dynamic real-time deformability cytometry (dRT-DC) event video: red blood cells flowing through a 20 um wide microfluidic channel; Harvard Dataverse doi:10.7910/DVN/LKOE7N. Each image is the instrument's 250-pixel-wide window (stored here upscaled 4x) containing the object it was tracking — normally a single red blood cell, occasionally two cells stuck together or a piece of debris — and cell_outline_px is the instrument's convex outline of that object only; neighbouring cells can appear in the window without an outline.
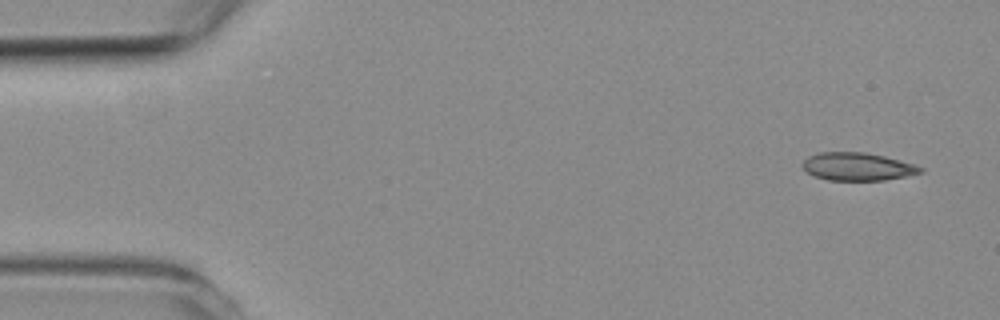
{"species": "common noctule bat (a hibernating species)", "species_latin": "Nyctalus noctula", "temperature_condition": "room temperature", "stored_images_in_passage": 5, "camera_frame_rate_fps": 3000, "um_per_image_px": 0.085, "animal": {"sex": "female", "body_mass_g": 19.3, "forearm_length_mm": 54.1}, "frame": {"image": 1, "passage_image": 1, "time_ms": 0.0, "image_size_px": [1000, 320], "cell_outline_px": [[924, 172], [908, 176], [884, 180], [828, 180], [816, 176], [808, 172], [804, 168], [804, 160], [808, 156], [816, 152], [864, 152], [884, 156], [900, 160], [924, 168]], "centroid_in_image_um": [72.92, 14.16], "position_along_channel_um": 12.1, "area_um2": 19.07}}
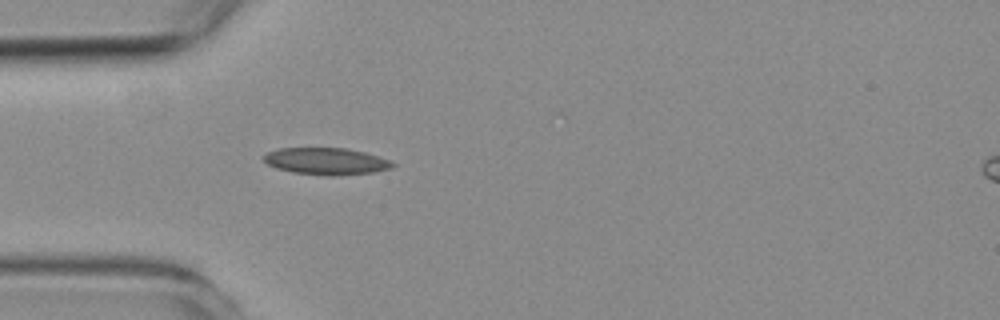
{"frame": {"image": 2, "passage_image": 5, "time_ms": 4.333, "image_size_px": [1000, 320], "cell_outline_px": [[396, 164], [392, 168], [372, 172], [336, 176], [328, 176], [292, 172], [276, 168], [268, 164], [264, 160], [264, 156], [268, 152], [280, 148], [348, 148], [364, 152], [388, 160]], "centroid_in_image_um": [27.72, 13.71], "position_along_channel_um": 57.3, "area_um2": 20.06}}